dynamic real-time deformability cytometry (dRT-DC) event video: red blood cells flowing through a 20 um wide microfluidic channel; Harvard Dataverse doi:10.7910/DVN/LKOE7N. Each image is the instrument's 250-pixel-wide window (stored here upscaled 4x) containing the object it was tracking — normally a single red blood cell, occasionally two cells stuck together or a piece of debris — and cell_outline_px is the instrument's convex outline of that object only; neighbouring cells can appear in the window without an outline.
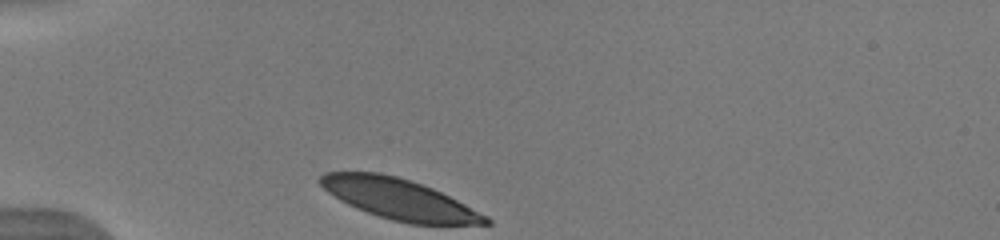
{"species": "human", "species_latin": "Homo sapiens", "temperature_condition": "warm", "stored_images_in_passage": 32, "camera_frame_rate_fps": 3000, "um_per_image_px": 0.085, "donor": {"sex": "male"}, "frame": {"image": 1, "passage_image": 1, "time_ms": 0.0, "image_size_px": [1000, 240], "cell_outline_px": [[492, 224], [408, 224], [392, 220], [356, 208], [340, 200], [328, 192], [316, 180], [324, 172], [380, 172], [396, 176], [432, 188], [488, 216], [492, 220]], "centroid_in_image_um": [33.91, 16.92], "position_along_channel_um": 51.1, "area_um2": 38.73}}
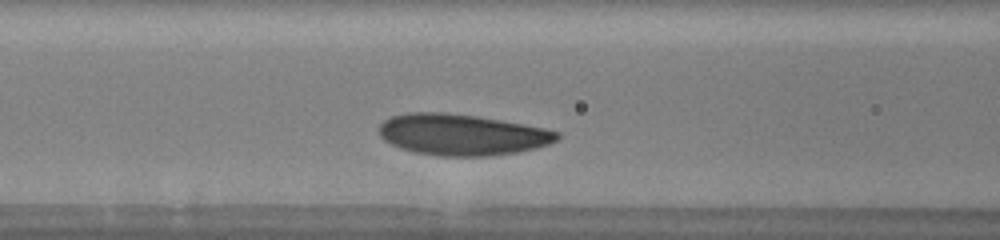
{"frame": {"image": 2, "passage_image": 9, "time_ms": 2.667, "image_size_px": [1000, 240], "cell_outline_px": [[560, 136], [556, 140], [548, 144], [536, 148], [516, 152], [484, 156], [440, 156], [412, 152], [400, 148], [384, 140], [380, 136], [380, 124], [384, 120], [392, 116], [408, 112], [444, 112], [476, 116], [524, 124], [544, 128], [560, 132]], "centroid_in_image_um": [39.24, 11.44], "position_along_channel_um": 127.4, "area_um2": 42.66}}
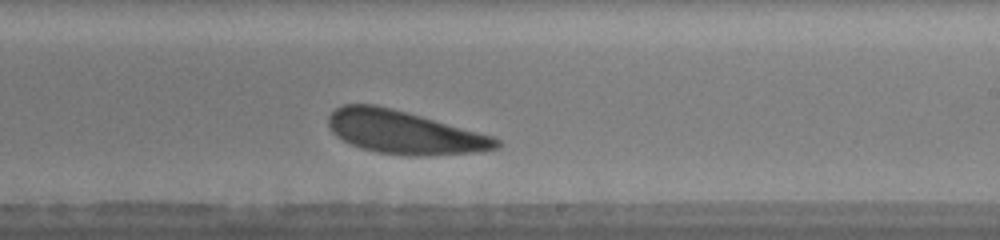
{"frame": {"image": 3, "passage_image": 19, "time_ms": 6.0, "image_size_px": [1000, 240], "cell_outline_px": [[500, 148], [480, 152], [428, 156], [408, 156], [376, 152], [360, 148], [348, 144], [336, 136], [332, 132], [328, 124], [328, 116], [336, 108], [344, 104], [376, 104], [392, 108], [492, 136], [500, 140]], "centroid_in_image_um": [34.33, 11.26], "position_along_channel_um": 254.7, "area_um2": 42.37}, "authors_computed_cell_mechanics": {"area_um2": 42.2518, "velocity_mm_per_s": 3.8319, "shape_relaxation_time_tau1_ms": 1.4699, "shape_relaxation_time_tau2_ms": 8.0729, "deformation_change_tau1": 0.0731, "deformation_change_tau2": 0.1943}}